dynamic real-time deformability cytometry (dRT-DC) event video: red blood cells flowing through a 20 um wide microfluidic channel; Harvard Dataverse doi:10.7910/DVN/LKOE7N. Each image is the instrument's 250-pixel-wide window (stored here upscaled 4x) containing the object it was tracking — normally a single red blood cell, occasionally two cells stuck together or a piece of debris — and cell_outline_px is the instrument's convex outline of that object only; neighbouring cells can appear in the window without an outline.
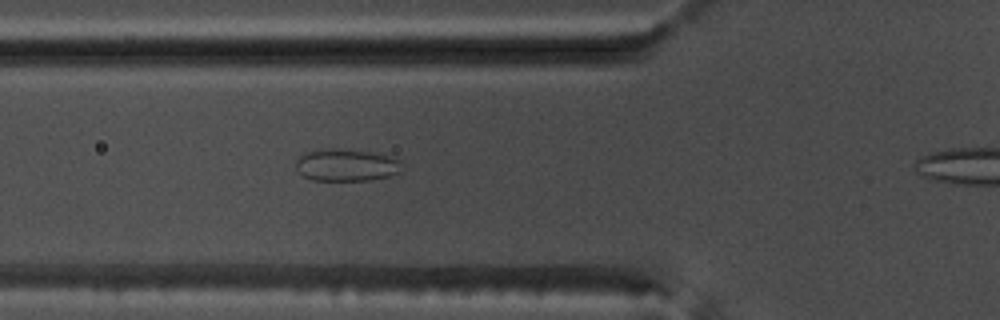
{"species": "common noctule bat (a hibernating species)", "species_latin": "Nyctalus noctula", "temperature_condition": "warm", "stored_images_in_passage": 41, "camera_frame_rate_fps": 3000, "um_per_image_px": 0.085, "animal": {"sex": "male", "body_mass_g": 17.5, "forearm_length_mm": 52.3}, "frame": {"image": 1, "passage_image": 14, "time_ms": 4.333, "image_size_px": [1000, 320], "cell_outline_px": [[400, 172], [388, 176], [368, 180], [312, 180], [304, 176], [296, 168], [296, 160], [300, 156], [308, 152], [328, 148], [336, 148], [368, 152], [392, 156], [400, 160]], "centroid_in_image_um": [29.43, 14.03], "position_along_channel_um": 96.4, "area_um2": 19.65}}
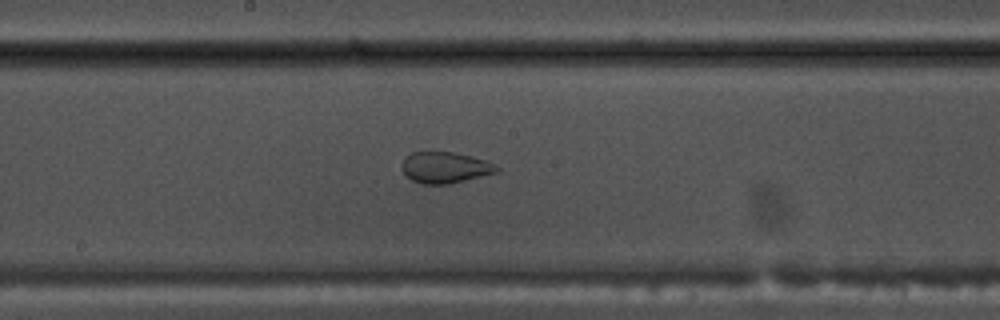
{"frame": {"image": 2, "passage_image": 23, "time_ms": 7.333, "image_size_px": [1000, 320], "cell_outline_px": [[500, 168], [496, 172], [448, 184], [420, 184], [412, 180], [404, 172], [400, 164], [412, 152], [452, 152], [472, 156], [484, 160]], "centroid_in_image_um": [37.79, 14.24], "position_along_channel_um": 210.4, "area_um2": 16.88}}
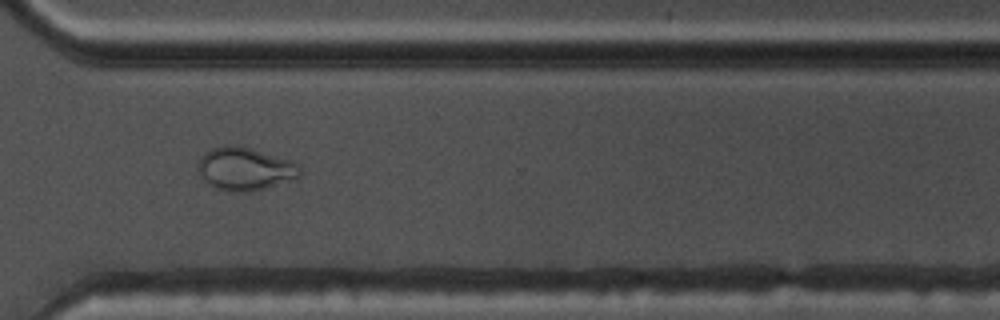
{"frame": {"image": 3, "passage_image": 34, "time_ms": 11.0, "image_size_px": [1000, 320], "cell_outline_px": [[300, 176], [264, 188], [248, 192], [236, 192], [216, 188], [204, 180], [200, 176], [196, 168], [196, 164], [200, 156], [204, 152], [212, 148], [228, 144], [236, 144], [252, 148], [292, 160], [300, 168]], "centroid_in_image_um": [20.76, 14.32], "position_along_channel_um": 349.8, "area_um2": 25.66}}